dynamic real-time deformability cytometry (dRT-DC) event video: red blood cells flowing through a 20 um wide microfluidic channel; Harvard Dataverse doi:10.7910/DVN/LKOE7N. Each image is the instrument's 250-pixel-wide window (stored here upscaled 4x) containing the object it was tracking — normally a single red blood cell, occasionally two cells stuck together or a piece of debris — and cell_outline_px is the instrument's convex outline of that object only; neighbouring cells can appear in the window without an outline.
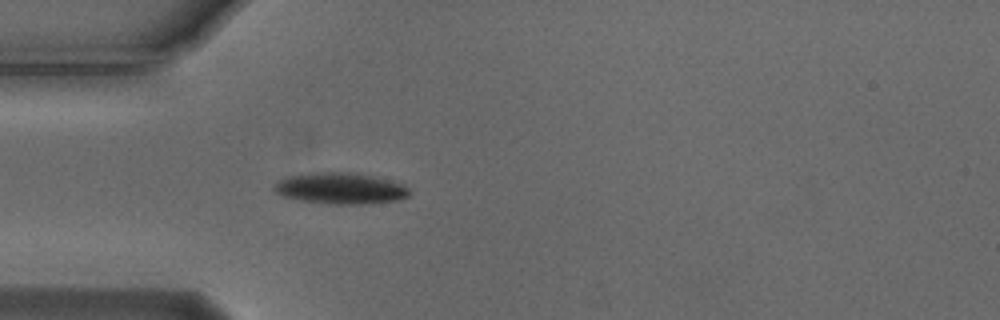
{"species": "Egyptian fruit bat (a non-hibernating species)", "species_latin": "Rousettus aegyptiacus", "temperature_condition": "cold", "stored_images_in_passage": 43, "camera_frame_rate_fps": 3000, "um_per_image_px": 0.085, "animal": {"sex": "male"}, "frame": {"image": 1, "passage_image": 6, "time_ms": 1.667, "image_size_px": [1000, 320], "cell_outline_px": [[408, 196], [396, 200], [368, 204], [332, 204], [300, 200], [284, 196], [276, 192], [272, 188], [280, 180], [288, 176], [316, 172], [356, 172], [404, 184], [408, 188]], "centroid_in_image_um": [28.94, 16.01], "position_along_channel_um": 56.1, "area_um2": 24.45}}
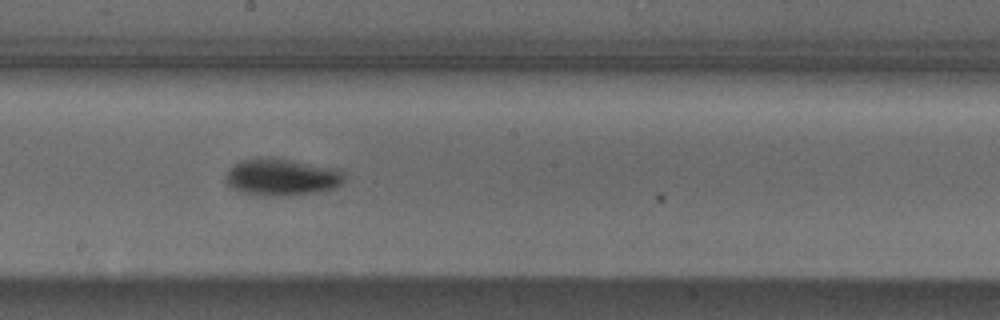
{"frame": {"image": 2, "passage_image": 20, "time_ms": 6.333, "image_size_px": [1000, 320], "cell_outline_px": [[344, 180], [340, 184], [332, 188], [316, 192], [268, 196], [244, 192], [232, 188], [224, 180], [228, 168], [240, 160], [288, 160], [336, 168], [344, 176]], "centroid_in_image_um": [23.91, 15.07], "position_along_channel_um": 224.3, "area_um2": 24.45}}
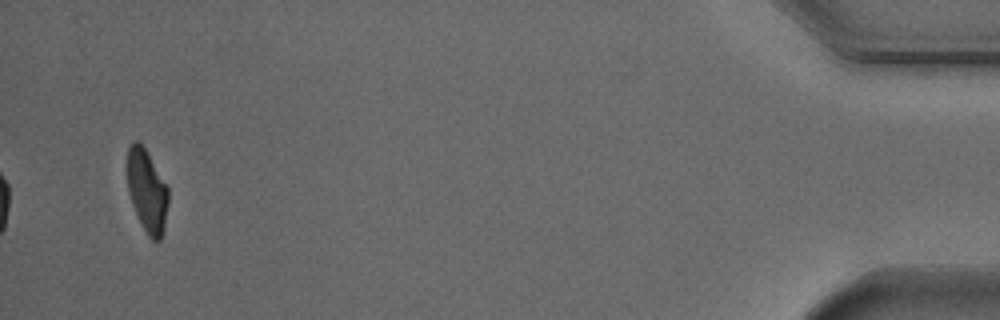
{"frame": {"image": 3, "passage_image": 43, "time_ms": 14.0, "image_size_px": [1000, 320], "cell_outline_px": [[168, 204], [164, 228], [160, 240], [152, 240], [148, 236], [132, 204], [128, 192], [128, 148], [132, 140], [140, 140], [168, 188]], "centroid_in_image_um": [12.49, 16.2], "position_along_channel_um": 422.7, "area_um2": 19.48}, "authors_computed_cell_mechanics": {"area_um2": 22.9466, "velocity_mm_per_s": 3.72, "shape_relaxation_time_tau1_ms": 2.6376, "shape_relaxation_time_tau2_ms": null, "deformation_change_tau1": 0.1252, "deformation_change_tau2": null}}